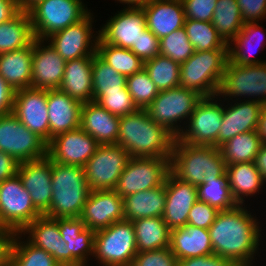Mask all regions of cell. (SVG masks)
<instances>
[{
    "label": "cell",
    "instance_id": "obj_38",
    "mask_svg": "<svg viewBox=\"0 0 266 266\" xmlns=\"http://www.w3.org/2000/svg\"><path fill=\"white\" fill-rule=\"evenodd\" d=\"M211 22L222 39L229 44L244 24L237 1L217 0Z\"/></svg>",
    "mask_w": 266,
    "mask_h": 266
},
{
    "label": "cell",
    "instance_id": "obj_32",
    "mask_svg": "<svg viewBox=\"0 0 266 266\" xmlns=\"http://www.w3.org/2000/svg\"><path fill=\"white\" fill-rule=\"evenodd\" d=\"M33 43L22 49L0 54V76L14 91L31 87Z\"/></svg>",
    "mask_w": 266,
    "mask_h": 266
},
{
    "label": "cell",
    "instance_id": "obj_26",
    "mask_svg": "<svg viewBox=\"0 0 266 266\" xmlns=\"http://www.w3.org/2000/svg\"><path fill=\"white\" fill-rule=\"evenodd\" d=\"M82 105L60 89L47 90L50 141L58 134L80 127Z\"/></svg>",
    "mask_w": 266,
    "mask_h": 266
},
{
    "label": "cell",
    "instance_id": "obj_56",
    "mask_svg": "<svg viewBox=\"0 0 266 266\" xmlns=\"http://www.w3.org/2000/svg\"><path fill=\"white\" fill-rule=\"evenodd\" d=\"M15 232L0 228V266L9 264L10 251Z\"/></svg>",
    "mask_w": 266,
    "mask_h": 266
},
{
    "label": "cell",
    "instance_id": "obj_52",
    "mask_svg": "<svg viewBox=\"0 0 266 266\" xmlns=\"http://www.w3.org/2000/svg\"><path fill=\"white\" fill-rule=\"evenodd\" d=\"M244 23L266 19V0H236Z\"/></svg>",
    "mask_w": 266,
    "mask_h": 266
},
{
    "label": "cell",
    "instance_id": "obj_45",
    "mask_svg": "<svg viewBox=\"0 0 266 266\" xmlns=\"http://www.w3.org/2000/svg\"><path fill=\"white\" fill-rule=\"evenodd\" d=\"M126 86L133 102L140 110H145L159 93L144 68L128 76Z\"/></svg>",
    "mask_w": 266,
    "mask_h": 266
},
{
    "label": "cell",
    "instance_id": "obj_6",
    "mask_svg": "<svg viewBox=\"0 0 266 266\" xmlns=\"http://www.w3.org/2000/svg\"><path fill=\"white\" fill-rule=\"evenodd\" d=\"M137 253L132 221L121 220L95 231L93 258L99 266H131Z\"/></svg>",
    "mask_w": 266,
    "mask_h": 266
},
{
    "label": "cell",
    "instance_id": "obj_1",
    "mask_svg": "<svg viewBox=\"0 0 266 266\" xmlns=\"http://www.w3.org/2000/svg\"><path fill=\"white\" fill-rule=\"evenodd\" d=\"M246 208L245 204H238L219 211L208 228L213 254L239 266H253L262 237L259 220Z\"/></svg>",
    "mask_w": 266,
    "mask_h": 266
},
{
    "label": "cell",
    "instance_id": "obj_2",
    "mask_svg": "<svg viewBox=\"0 0 266 266\" xmlns=\"http://www.w3.org/2000/svg\"><path fill=\"white\" fill-rule=\"evenodd\" d=\"M175 137L156 124L146 110L120 117L117 144L130 157L171 158Z\"/></svg>",
    "mask_w": 266,
    "mask_h": 266
},
{
    "label": "cell",
    "instance_id": "obj_55",
    "mask_svg": "<svg viewBox=\"0 0 266 266\" xmlns=\"http://www.w3.org/2000/svg\"><path fill=\"white\" fill-rule=\"evenodd\" d=\"M19 163L8 153L0 150V183L17 174Z\"/></svg>",
    "mask_w": 266,
    "mask_h": 266
},
{
    "label": "cell",
    "instance_id": "obj_39",
    "mask_svg": "<svg viewBox=\"0 0 266 266\" xmlns=\"http://www.w3.org/2000/svg\"><path fill=\"white\" fill-rule=\"evenodd\" d=\"M21 233H15L12 241L9 264L11 266H61L56 259L44 249L24 241ZM23 240V241H22Z\"/></svg>",
    "mask_w": 266,
    "mask_h": 266
},
{
    "label": "cell",
    "instance_id": "obj_15",
    "mask_svg": "<svg viewBox=\"0 0 266 266\" xmlns=\"http://www.w3.org/2000/svg\"><path fill=\"white\" fill-rule=\"evenodd\" d=\"M94 18L90 12L78 23L53 33L46 40L65 61L94 55L99 38V31L92 29Z\"/></svg>",
    "mask_w": 266,
    "mask_h": 266
},
{
    "label": "cell",
    "instance_id": "obj_59",
    "mask_svg": "<svg viewBox=\"0 0 266 266\" xmlns=\"http://www.w3.org/2000/svg\"><path fill=\"white\" fill-rule=\"evenodd\" d=\"M44 0H16L18 12L29 14Z\"/></svg>",
    "mask_w": 266,
    "mask_h": 266
},
{
    "label": "cell",
    "instance_id": "obj_47",
    "mask_svg": "<svg viewBox=\"0 0 266 266\" xmlns=\"http://www.w3.org/2000/svg\"><path fill=\"white\" fill-rule=\"evenodd\" d=\"M96 102L118 117L133 114L139 110L133 102L127 86L122 90L107 91Z\"/></svg>",
    "mask_w": 266,
    "mask_h": 266
},
{
    "label": "cell",
    "instance_id": "obj_28",
    "mask_svg": "<svg viewBox=\"0 0 266 266\" xmlns=\"http://www.w3.org/2000/svg\"><path fill=\"white\" fill-rule=\"evenodd\" d=\"M120 117L113 115L97 102L84 103L81 108L80 128L99 145L117 144Z\"/></svg>",
    "mask_w": 266,
    "mask_h": 266
},
{
    "label": "cell",
    "instance_id": "obj_5",
    "mask_svg": "<svg viewBox=\"0 0 266 266\" xmlns=\"http://www.w3.org/2000/svg\"><path fill=\"white\" fill-rule=\"evenodd\" d=\"M228 61V49L195 51L180 64L179 86L202 97L217 95Z\"/></svg>",
    "mask_w": 266,
    "mask_h": 266
},
{
    "label": "cell",
    "instance_id": "obj_31",
    "mask_svg": "<svg viewBox=\"0 0 266 266\" xmlns=\"http://www.w3.org/2000/svg\"><path fill=\"white\" fill-rule=\"evenodd\" d=\"M169 248L178 261L213 254L209 230L188 224L170 230Z\"/></svg>",
    "mask_w": 266,
    "mask_h": 266
},
{
    "label": "cell",
    "instance_id": "obj_29",
    "mask_svg": "<svg viewBox=\"0 0 266 266\" xmlns=\"http://www.w3.org/2000/svg\"><path fill=\"white\" fill-rule=\"evenodd\" d=\"M259 24V22L244 23L237 36L228 44L230 63L240 66H249L266 62V60L263 61L261 58L256 59L254 55L256 52H259L260 49H264V44L266 45V41H264L266 40V31L264 32V27Z\"/></svg>",
    "mask_w": 266,
    "mask_h": 266
},
{
    "label": "cell",
    "instance_id": "obj_21",
    "mask_svg": "<svg viewBox=\"0 0 266 266\" xmlns=\"http://www.w3.org/2000/svg\"><path fill=\"white\" fill-rule=\"evenodd\" d=\"M52 160L42 159L19 163L17 174L30 194L33 205L44 214L52 200Z\"/></svg>",
    "mask_w": 266,
    "mask_h": 266
},
{
    "label": "cell",
    "instance_id": "obj_9",
    "mask_svg": "<svg viewBox=\"0 0 266 266\" xmlns=\"http://www.w3.org/2000/svg\"><path fill=\"white\" fill-rule=\"evenodd\" d=\"M41 215L18 174L0 183V228L21 233Z\"/></svg>",
    "mask_w": 266,
    "mask_h": 266
},
{
    "label": "cell",
    "instance_id": "obj_8",
    "mask_svg": "<svg viewBox=\"0 0 266 266\" xmlns=\"http://www.w3.org/2000/svg\"><path fill=\"white\" fill-rule=\"evenodd\" d=\"M217 95L222 97L221 100L224 102L225 100L234 101V98H236L235 101H239L242 97L243 100H252L263 106L266 105V62L240 66L228 61Z\"/></svg>",
    "mask_w": 266,
    "mask_h": 266
},
{
    "label": "cell",
    "instance_id": "obj_17",
    "mask_svg": "<svg viewBox=\"0 0 266 266\" xmlns=\"http://www.w3.org/2000/svg\"><path fill=\"white\" fill-rule=\"evenodd\" d=\"M99 144L80 127L58 134L47 144V156L63 165L84 167Z\"/></svg>",
    "mask_w": 266,
    "mask_h": 266
},
{
    "label": "cell",
    "instance_id": "obj_7",
    "mask_svg": "<svg viewBox=\"0 0 266 266\" xmlns=\"http://www.w3.org/2000/svg\"><path fill=\"white\" fill-rule=\"evenodd\" d=\"M202 98L197 92L179 86L159 91L157 97L145 110L156 124L178 138L182 132L180 124L183 120L188 121Z\"/></svg>",
    "mask_w": 266,
    "mask_h": 266
},
{
    "label": "cell",
    "instance_id": "obj_36",
    "mask_svg": "<svg viewBox=\"0 0 266 266\" xmlns=\"http://www.w3.org/2000/svg\"><path fill=\"white\" fill-rule=\"evenodd\" d=\"M35 39L30 15L18 12L0 24V54L28 47Z\"/></svg>",
    "mask_w": 266,
    "mask_h": 266
},
{
    "label": "cell",
    "instance_id": "obj_33",
    "mask_svg": "<svg viewBox=\"0 0 266 266\" xmlns=\"http://www.w3.org/2000/svg\"><path fill=\"white\" fill-rule=\"evenodd\" d=\"M165 184L149 190L136 192L123 198L124 220L162 217L165 209Z\"/></svg>",
    "mask_w": 266,
    "mask_h": 266
},
{
    "label": "cell",
    "instance_id": "obj_51",
    "mask_svg": "<svg viewBox=\"0 0 266 266\" xmlns=\"http://www.w3.org/2000/svg\"><path fill=\"white\" fill-rule=\"evenodd\" d=\"M218 212L215 207L197 200L189 212L187 224L208 229L213 224Z\"/></svg>",
    "mask_w": 266,
    "mask_h": 266
},
{
    "label": "cell",
    "instance_id": "obj_25",
    "mask_svg": "<svg viewBox=\"0 0 266 266\" xmlns=\"http://www.w3.org/2000/svg\"><path fill=\"white\" fill-rule=\"evenodd\" d=\"M147 28L160 40L184 27L182 0H151L142 7Z\"/></svg>",
    "mask_w": 266,
    "mask_h": 266
},
{
    "label": "cell",
    "instance_id": "obj_22",
    "mask_svg": "<svg viewBox=\"0 0 266 266\" xmlns=\"http://www.w3.org/2000/svg\"><path fill=\"white\" fill-rule=\"evenodd\" d=\"M166 202L162 218L170 230L184 227L189 212L198 200L197 187L181 181L172 172L165 182Z\"/></svg>",
    "mask_w": 266,
    "mask_h": 266
},
{
    "label": "cell",
    "instance_id": "obj_40",
    "mask_svg": "<svg viewBox=\"0 0 266 266\" xmlns=\"http://www.w3.org/2000/svg\"><path fill=\"white\" fill-rule=\"evenodd\" d=\"M96 53L117 73L125 77L131 76L143 68V61L130 49L107 44L100 37L97 41Z\"/></svg>",
    "mask_w": 266,
    "mask_h": 266
},
{
    "label": "cell",
    "instance_id": "obj_46",
    "mask_svg": "<svg viewBox=\"0 0 266 266\" xmlns=\"http://www.w3.org/2000/svg\"><path fill=\"white\" fill-rule=\"evenodd\" d=\"M194 52L184 27L160 39V54L178 64L188 60Z\"/></svg>",
    "mask_w": 266,
    "mask_h": 266
},
{
    "label": "cell",
    "instance_id": "obj_34",
    "mask_svg": "<svg viewBox=\"0 0 266 266\" xmlns=\"http://www.w3.org/2000/svg\"><path fill=\"white\" fill-rule=\"evenodd\" d=\"M226 175L232 196L238 204H245V198L259 194L264 187L255 162L226 165Z\"/></svg>",
    "mask_w": 266,
    "mask_h": 266
},
{
    "label": "cell",
    "instance_id": "obj_43",
    "mask_svg": "<svg viewBox=\"0 0 266 266\" xmlns=\"http://www.w3.org/2000/svg\"><path fill=\"white\" fill-rule=\"evenodd\" d=\"M184 29L195 51L228 49L212 22L186 19Z\"/></svg>",
    "mask_w": 266,
    "mask_h": 266
},
{
    "label": "cell",
    "instance_id": "obj_54",
    "mask_svg": "<svg viewBox=\"0 0 266 266\" xmlns=\"http://www.w3.org/2000/svg\"><path fill=\"white\" fill-rule=\"evenodd\" d=\"M14 94L12 87L0 76V116L12 112Z\"/></svg>",
    "mask_w": 266,
    "mask_h": 266
},
{
    "label": "cell",
    "instance_id": "obj_44",
    "mask_svg": "<svg viewBox=\"0 0 266 266\" xmlns=\"http://www.w3.org/2000/svg\"><path fill=\"white\" fill-rule=\"evenodd\" d=\"M197 194L199 201L208 203L218 211L232 209L238 205L232 196L226 173L218 179H204V184L197 186Z\"/></svg>",
    "mask_w": 266,
    "mask_h": 266
},
{
    "label": "cell",
    "instance_id": "obj_13",
    "mask_svg": "<svg viewBox=\"0 0 266 266\" xmlns=\"http://www.w3.org/2000/svg\"><path fill=\"white\" fill-rule=\"evenodd\" d=\"M221 101L218 95L203 97L188 121L183 122L184 125H187L181 127L182 132L178 139L194 145L217 147L218 132L224 112V102L221 103Z\"/></svg>",
    "mask_w": 266,
    "mask_h": 266
},
{
    "label": "cell",
    "instance_id": "obj_53",
    "mask_svg": "<svg viewBox=\"0 0 266 266\" xmlns=\"http://www.w3.org/2000/svg\"><path fill=\"white\" fill-rule=\"evenodd\" d=\"M178 266H239L232 260L224 259L218 255H203L178 261Z\"/></svg>",
    "mask_w": 266,
    "mask_h": 266
},
{
    "label": "cell",
    "instance_id": "obj_16",
    "mask_svg": "<svg viewBox=\"0 0 266 266\" xmlns=\"http://www.w3.org/2000/svg\"><path fill=\"white\" fill-rule=\"evenodd\" d=\"M12 113L47 144L50 142L47 90L29 87L15 91Z\"/></svg>",
    "mask_w": 266,
    "mask_h": 266
},
{
    "label": "cell",
    "instance_id": "obj_41",
    "mask_svg": "<svg viewBox=\"0 0 266 266\" xmlns=\"http://www.w3.org/2000/svg\"><path fill=\"white\" fill-rule=\"evenodd\" d=\"M93 101H97L107 91L122 90L126 87L127 77L117 73L97 53L92 63Z\"/></svg>",
    "mask_w": 266,
    "mask_h": 266
},
{
    "label": "cell",
    "instance_id": "obj_49",
    "mask_svg": "<svg viewBox=\"0 0 266 266\" xmlns=\"http://www.w3.org/2000/svg\"><path fill=\"white\" fill-rule=\"evenodd\" d=\"M130 50L144 63L160 54V40L146 28Z\"/></svg>",
    "mask_w": 266,
    "mask_h": 266
},
{
    "label": "cell",
    "instance_id": "obj_60",
    "mask_svg": "<svg viewBox=\"0 0 266 266\" xmlns=\"http://www.w3.org/2000/svg\"><path fill=\"white\" fill-rule=\"evenodd\" d=\"M258 133L263 143H266V105L262 107L258 126Z\"/></svg>",
    "mask_w": 266,
    "mask_h": 266
},
{
    "label": "cell",
    "instance_id": "obj_23",
    "mask_svg": "<svg viewBox=\"0 0 266 266\" xmlns=\"http://www.w3.org/2000/svg\"><path fill=\"white\" fill-rule=\"evenodd\" d=\"M67 243V266H88L89 255L94 254L95 231L86 228L80 217L55 218Z\"/></svg>",
    "mask_w": 266,
    "mask_h": 266
},
{
    "label": "cell",
    "instance_id": "obj_27",
    "mask_svg": "<svg viewBox=\"0 0 266 266\" xmlns=\"http://www.w3.org/2000/svg\"><path fill=\"white\" fill-rule=\"evenodd\" d=\"M21 234L26 236V239L35 247L47 251L61 266H67L68 245L61 236L55 218L41 215L29 224Z\"/></svg>",
    "mask_w": 266,
    "mask_h": 266
},
{
    "label": "cell",
    "instance_id": "obj_50",
    "mask_svg": "<svg viewBox=\"0 0 266 266\" xmlns=\"http://www.w3.org/2000/svg\"><path fill=\"white\" fill-rule=\"evenodd\" d=\"M186 19L211 22L217 0H182Z\"/></svg>",
    "mask_w": 266,
    "mask_h": 266
},
{
    "label": "cell",
    "instance_id": "obj_24",
    "mask_svg": "<svg viewBox=\"0 0 266 266\" xmlns=\"http://www.w3.org/2000/svg\"><path fill=\"white\" fill-rule=\"evenodd\" d=\"M224 106L221 128L218 132L219 148L232 137L248 131H257L263 105L252 100L233 101Z\"/></svg>",
    "mask_w": 266,
    "mask_h": 266
},
{
    "label": "cell",
    "instance_id": "obj_3",
    "mask_svg": "<svg viewBox=\"0 0 266 266\" xmlns=\"http://www.w3.org/2000/svg\"><path fill=\"white\" fill-rule=\"evenodd\" d=\"M171 172L181 181L195 185L204 179H218L226 173L220 148L194 145L175 138L171 155Z\"/></svg>",
    "mask_w": 266,
    "mask_h": 266
},
{
    "label": "cell",
    "instance_id": "obj_18",
    "mask_svg": "<svg viewBox=\"0 0 266 266\" xmlns=\"http://www.w3.org/2000/svg\"><path fill=\"white\" fill-rule=\"evenodd\" d=\"M100 27L99 37L107 44L130 49L147 26L142 8L124 7Z\"/></svg>",
    "mask_w": 266,
    "mask_h": 266
},
{
    "label": "cell",
    "instance_id": "obj_42",
    "mask_svg": "<svg viewBox=\"0 0 266 266\" xmlns=\"http://www.w3.org/2000/svg\"><path fill=\"white\" fill-rule=\"evenodd\" d=\"M143 68L159 91L179 87L180 64L161 54L147 60Z\"/></svg>",
    "mask_w": 266,
    "mask_h": 266
},
{
    "label": "cell",
    "instance_id": "obj_19",
    "mask_svg": "<svg viewBox=\"0 0 266 266\" xmlns=\"http://www.w3.org/2000/svg\"><path fill=\"white\" fill-rule=\"evenodd\" d=\"M80 218L86 228L105 229L124 220L123 198L115 190H91Z\"/></svg>",
    "mask_w": 266,
    "mask_h": 266
},
{
    "label": "cell",
    "instance_id": "obj_30",
    "mask_svg": "<svg viewBox=\"0 0 266 266\" xmlns=\"http://www.w3.org/2000/svg\"><path fill=\"white\" fill-rule=\"evenodd\" d=\"M93 55L66 61L60 90L81 104L93 101Z\"/></svg>",
    "mask_w": 266,
    "mask_h": 266
},
{
    "label": "cell",
    "instance_id": "obj_14",
    "mask_svg": "<svg viewBox=\"0 0 266 266\" xmlns=\"http://www.w3.org/2000/svg\"><path fill=\"white\" fill-rule=\"evenodd\" d=\"M130 158L118 144L99 145L84 166L90 190H114Z\"/></svg>",
    "mask_w": 266,
    "mask_h": 266
},
{
    "label": "cell",
    "instance_id": "obj_11",
    "mask_svg": "<svg viewBox=\"0 0 266 266\" xmlns=\"http://www.w3.org/2000/svg\"><path fill=\"white\" fill-rule=\"evenodd\" d=\"M171 172V158L131 157L121 173L115 191L124 198L136 192L164 185Z\"/></svg>",
    "mask_w": 266,
    "mask_h": 266
},
{
    "label": "cell",
    "instance_id": "obj_4",
    "mask_svg": "<svg viewBox=\"0 0 266 266\" xmlns=\"http://www.w3.org/2000/svg\"><path fill=\"white\" fill-rule=\"evenodd\" d=\"M52 200L43 214L50 218L80 217L90 193L84 167L52 161Z\"/></svg>",
    "mask_w": 266,
    "mask_h": 266
},
{
    "label": "cell",
    "instance_id": "obj_48",
    "mask_svg": "<svg viewBox=\"0 0 266 266\" xmlns=\"http://www.w3.org/2000/svg\"><path fill=\"white\" fill-rule=\"evenodd\" d=\"M131 266H178V259L167 247L138 252Z\"/></svg>",
    "mask_w": 266,
    "mask_h": 266
},
{
    "label": "cell",
    "instance_id": "obj_58",
    "mask_svg": "<svg viewBox=\"0 0 266 266\" xmlns=\"http://www.w3.org/2000/svg\"><path fill=\"white\" fill-rule=\"evenodd\" d=\"M256 169L260 172L261 177L266 184V143H263L255 158Z\"/></svg>",
    "mask_w": 266,
    "mask_h": 266
},
{
    "label": "cell",
    "instance_id": "obj_12",
    "mask_svg": "<svg viewBox=\"0 0 266 266\" xmlns=\"http://www.w3.org/2000/svg\"><path fill=\"white\" fill-rule=\"evenodd\" d=\"M0 150L18 163L47 156V143L11 112L0 116Z\"/></svg>",
    "mask_w": 266,
    "mask_h": 266
},
{
    "label": "cell",
    "instance_id": "obj_10",
    "mask_svg": "<svg viewBox=\"0 0 266 266\" xmlns=\"http://www.w3.org/2000/svg\"><path fill=\"white\" fill-rule=\"evenodd\" d=\"M86 6L83 0L42 1L29 13L35 38L45 40L53 33L78 23L91 12Z\"/></svg>",
    "mask_w": 266,
    "mask_h": 266
},
{
    "label": "cell",
    "instance_id": "obj_37",
    "mask_svg": "<svg viewBox=\"0 0 266 266\" xmlns=\"http://www.w3.org/2000/svg\"><path fill=\"white\" fill-rule=\"evenodd\" d=\"M262 144V139L257 130L236 135L219 148L226 165H232L254 162Z\"/></svg>",
    "mask_w": 266,
    "mask_h": 266
},
{
    "label": "cell",
    "instance_id": "obj_35",
    "mask_svg": "<svg viewBox=\"0 0 266 266\" xmlns=\"http://www.w3.org/2000/svg\"><path fill=\"white\" fill-rule=\"evenodd\" d=\"M132 223L138 252L170 246V229L162 217L140 218Z\"/></svg>",
    "mask_w": 266,
    "mask_h": 266
},
{
    "label": "cell",
    "instance_id": "obj_61",
    "mask_svg": "<svg viewBox=\"0 0 266 266\" xmlns=\"http://www.w3.org/2000/svg\"><path fill=\"white\" fill-rule=\"evenodd\" d=\"M115 1H118V2L122 3L123 5L125 4V7L142 8L151 0H115ZM126 4H127V6H126Z\"/></svg>",
    "mask_w": 266,
    "mask_h": 266
},
{
    "label": "cell",
    "instance_id": "obj_57",
    "mask_svg": "<svg viewBox=\"0 0 266 266\" xmlns=\"http://www.w3.org/2000/svg\"><path fill=\"white\" fill-rule=\"evenodd\" d=\"M17 13L16 0H0V24L10 20Z\"/></svg>",
    "mask_w": 266,
    "mask_h": 266
},
{
    "label": "cell",
    "instance_id": "obj_20",
    "mask_svg": "<svg viewBox=\"0 0 266 266\" xmlns=\"http://www.w3.org/2000/svg\"><path fill=\"white\" fill-rule=\"evenodd\" d=\"M65 64L66 61L46 39L35 38L33 40L31 87L45 90L59 89L65 71Z\"/></svg>",
    "mask_w": 266,
    "mask_h": 266
}]
</instances>
